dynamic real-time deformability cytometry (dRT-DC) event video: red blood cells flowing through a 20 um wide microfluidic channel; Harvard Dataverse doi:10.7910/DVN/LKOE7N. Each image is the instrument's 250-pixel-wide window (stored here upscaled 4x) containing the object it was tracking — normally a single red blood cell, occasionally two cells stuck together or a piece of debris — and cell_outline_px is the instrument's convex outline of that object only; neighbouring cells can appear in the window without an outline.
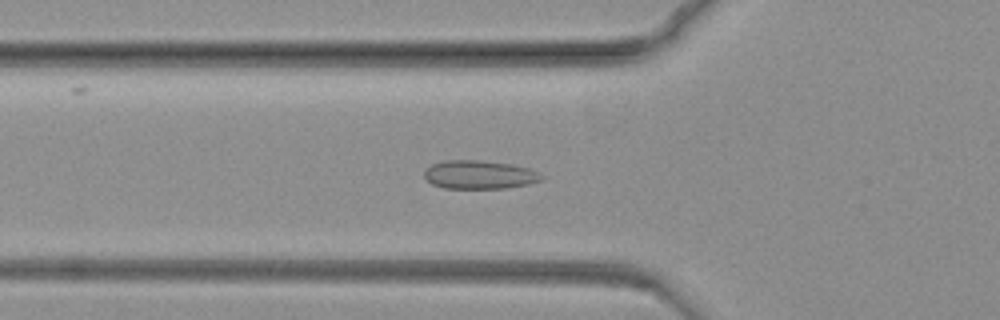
{"species": "common noctule bat (a hibernating species)", "species_latin": "Nyctalus noctula", "temperature_condition": "warm", "stored_images_in_passage": 55, "camera_frame_rate_fps": 3000, "um_per_image_px": 0.085, "animal": {"sex": "female", "body_mass_g": 19.3, "forearm_length_mm": 54.1}, "frame": {"image": 1, "passage_image": 2, "time_ms": 0.333, "image_size_px": [1000, 320], "cell_outline_px": [[544, 176], [540, 180], [528, 184], [508, 188], [444, 188], [432, 184], [424, 176], [424, 168], [432, 164], [444, 160], [476, 160], [512, 164], [528, 168]], "centroid_in_image_um": [40.71, 14.84], "position_along_channel_um": 85.1, "area_um2": 19.42}}
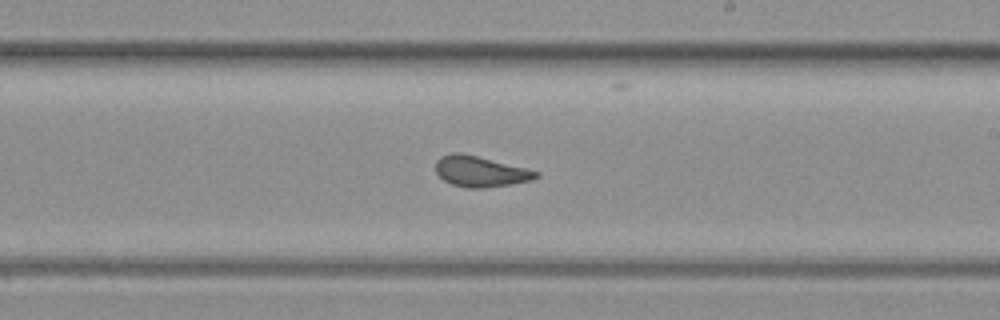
{"frame": {"image": 2, "passage_image": 21, "time_ms": 6.667, "image_size_px": [1000, 320], "cell_outline_px": [[540, 176], [532, 180], [512, 184], [484, 188], [468, 188], [452, 184], [444, 180], [436, 172], [436, 160], [440, 156], [452, 152], [460, 152], [540, 172]], "centroid_in_image_um": [40.81, 14.58], "position_along_channel_um": 248.2, "area_um2": 17.8}}
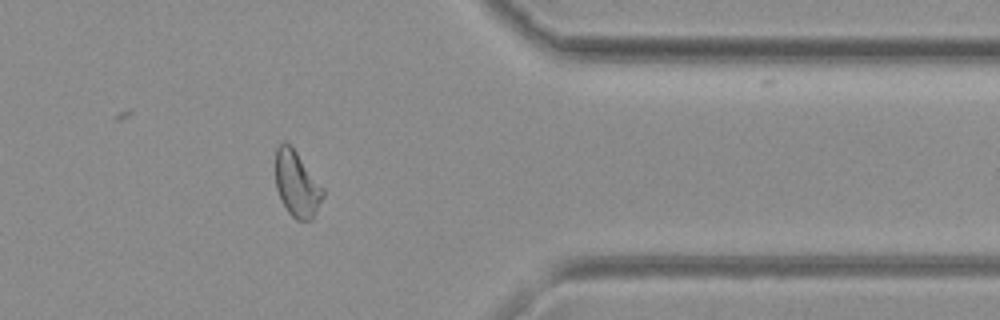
{"frame": {"image": 3, "passage_image": 39, "time_ms": 12.667, "image_size_px": [1000, 320], "cell_outline_px": [[324, 196], [312, 220], [296, 220], [288, 212], [280, 200], [276, 188], [276, 148], [284, 140], [296, 152], [324, 188]], "centroid_in_image_um": [25.23, 15.67], "position_along_channel_um": 386.2, "area_um2": 18.09}}